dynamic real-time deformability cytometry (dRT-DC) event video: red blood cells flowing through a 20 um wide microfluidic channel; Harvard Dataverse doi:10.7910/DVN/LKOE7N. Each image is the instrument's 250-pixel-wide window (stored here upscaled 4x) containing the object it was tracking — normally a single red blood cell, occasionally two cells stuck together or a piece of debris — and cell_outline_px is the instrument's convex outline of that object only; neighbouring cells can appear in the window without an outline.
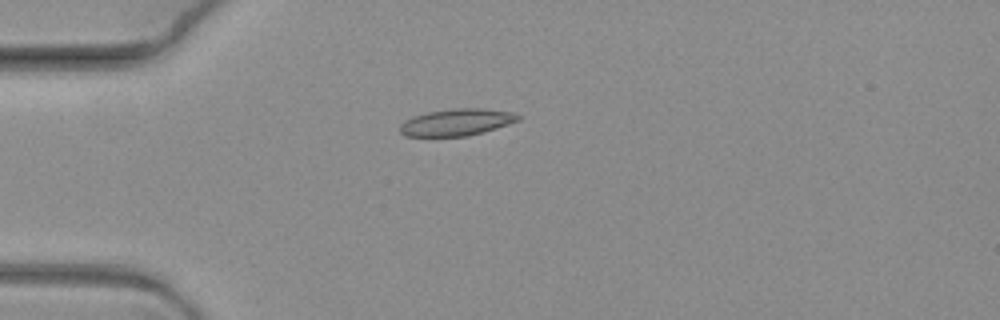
{"species": "common noctule bat (a hibernating species)", "species_latin": "Nyctalus noctula", "temperature_condition": "warm", "stored_images_in_passage": 4, "camera_frame_rate_fps": 3000, "um_per_image_px": 0.085, "animal": {"sex": "female", "body_mass_g": 19.3, "forearm_length_mm": 54.1}, "frame": {"image": 1, "passage_image": 3, "time_ms": 0.667, "image_size_px": [1000, 320], "cell_outline_px": [[520, 120], [484, 132], [468, 136], [404, 136], [400, 132], [400, 124], [404, 120], [412, 116], [428, 112], [452, 108], [480, 108], [512, 112], [520, 116]], "centroid_in_image_um": [38.79, 10.39], "position_along_channel_um": 46.2, "area_um2": 18.55}}